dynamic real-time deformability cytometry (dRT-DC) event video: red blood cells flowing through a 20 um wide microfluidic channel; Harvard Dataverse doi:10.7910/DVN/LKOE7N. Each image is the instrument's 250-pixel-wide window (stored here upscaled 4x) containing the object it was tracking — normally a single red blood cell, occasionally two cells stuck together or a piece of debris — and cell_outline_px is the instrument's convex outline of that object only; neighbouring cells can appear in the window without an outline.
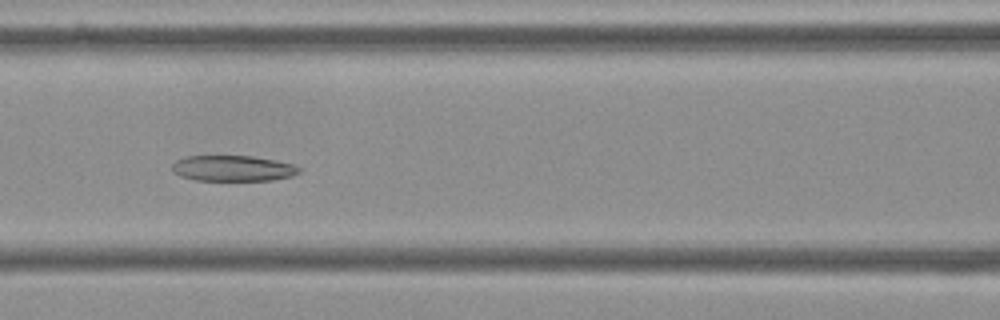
{"species": "Egyptian fruit bat (a non-hibernating species)", "species_latin": "Rousettus aegyptiacus", "temperature_condition": "cold", "stored_images_in_passage": 57, "camera_frame_rate_fps": 3000, "um_per_image_px": 0.085, "frame": {"image": 1, "passage_image": 25, "time_ms": 8.0, "image_size_px": [1000, 320], "cell_outline_px": [[300, 172], [292, 176], [272, 180], [196, 180], [180, 176], [172, 172], [172, 164], [176, 160], [184, 156], [252, 156], [276, 160], [296, 164], [300, 168]], "centroid_in_image_um": [19.8, 14.3], "position_along_channel_um": 146.8, "area_um2": 19.19}}
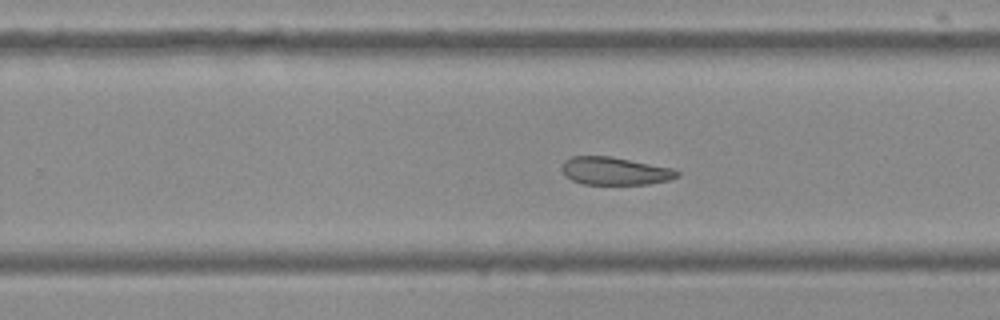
{"frame": {"image": 2, "passage_image": 36, "time_ms": 11.667, "image_size_px": [1000, 320], "cell_outline_px": [[680, 176], [668, 180], [648, 184], [584, 184], [572, 180], [564, 176], [560, 168], [564, 160], [572, 156], [612, 156], [676, 168], [680, 172]], "centroid_in_image_um": [52.28, 14.52], "position_along_channel_um": 277.5, "area_um2": 19.07}}
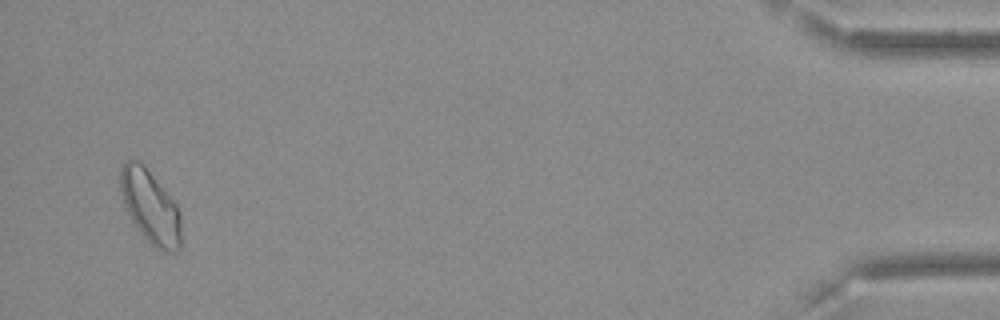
{"frame": {"image": 3, "passage_image": 55, "time_ms": 18.0, "image_size_px": [1000, 320], "cell_outline_px": [[180, 248], [176, 252], [160, 252], [140, 232], [132, 220], [124, 204], [120, 192], [120, 168], [128, 160], [140, 160], [144, 164], [176, 204], [180, 212]], "centroid_in_image_um": [12.78, 17.57], "position_along_channel_um": 422.4, "area_um2": 25.78}}